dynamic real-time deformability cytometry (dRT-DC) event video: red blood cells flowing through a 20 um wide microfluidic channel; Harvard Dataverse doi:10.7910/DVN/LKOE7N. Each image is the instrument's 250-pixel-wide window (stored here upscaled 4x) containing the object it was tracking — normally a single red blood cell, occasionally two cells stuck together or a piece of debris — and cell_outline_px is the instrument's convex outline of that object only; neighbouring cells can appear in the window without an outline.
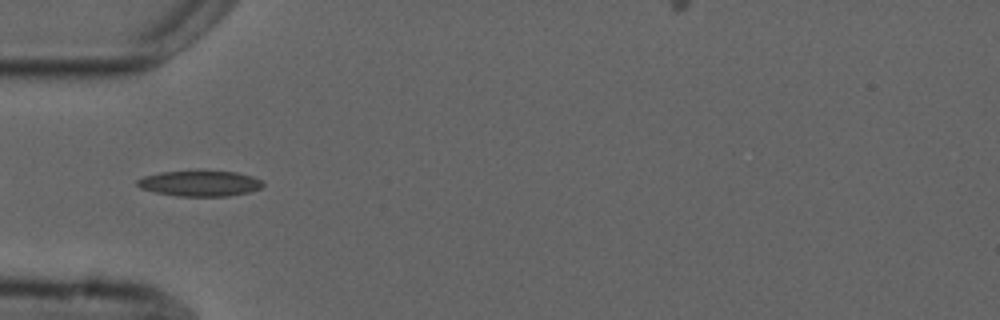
{"species": "common noctule bat (a hibernating species)", "species_latin": "Nyctalus noctula", "temperature_condition": "cold", "stored_images_in_passage": 6, "camera_frame_rate_fps": 3000, "um_per_image_px": 0.085, "animal": {"sex": "male", "forearm_length_mm": 52.5}, "frame": {"image": 1, "passage_image": 5, "time_ms": 4.667, "image_size_px": [1000, 320], "cell_outline_px": [[264, 184], [260, 188], [248, 192], [228, 196], [176, 196], [156, 192], [140, 188], [136, 184], [136, 180], [144, 176], [160, 172], [196, 168], [200, 168], [236, 172], [252, 176], [260, 180]], "centroid_in_image_um": [16.95, 15.54], "position_along_channel_um": 68.0, "area_um2": 19.54}}
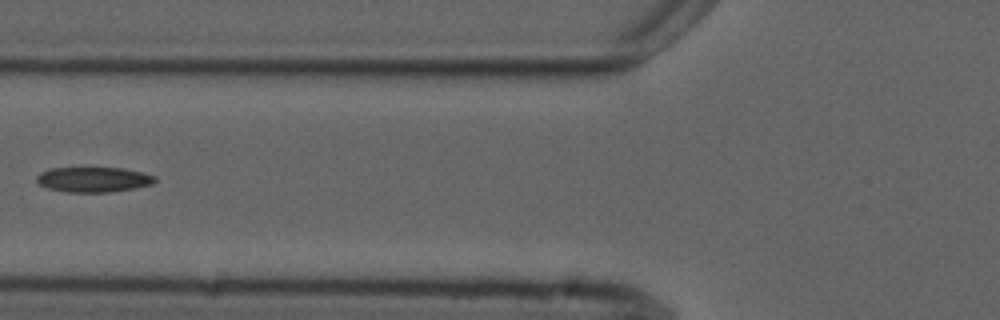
{"frame": {"image": 2, "passage_image": 6, "time_ms": 6.0, "image_size_px": [1000, 320], "cell_outline_px": [[156, 180], [152, 184], [112, 192], [68, 192], [48, 188], [40, 184], [36, 180], [36, 176], [40, 172], [52, 168], [124, 168], [156, 176]], "centroid_in_image_um": [7.93, 15.26], "position_along_channel_um": 117.9, "area_um2": 17.17}}